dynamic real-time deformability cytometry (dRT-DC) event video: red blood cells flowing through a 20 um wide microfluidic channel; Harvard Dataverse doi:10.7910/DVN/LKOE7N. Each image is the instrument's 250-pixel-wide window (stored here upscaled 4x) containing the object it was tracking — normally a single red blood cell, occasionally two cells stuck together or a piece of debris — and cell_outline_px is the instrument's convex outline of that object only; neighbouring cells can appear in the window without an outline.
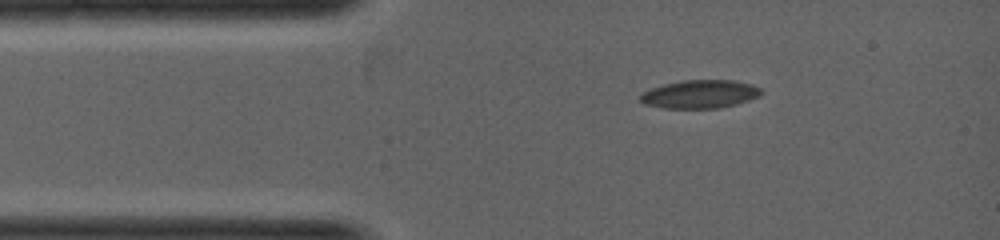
{"species": "common noctule bat (a hibernating species)", "species_latin": "Nyctalus noctula", "temperature_condition": "warm", "stored_images_in_passage": 6, "camera_frame_rate_fps": 5000, "um_per_image_px": 0.085, "animal": {"sex": "female", "body_mass_g": 19.0, "forearm_length_mm": 53.3}, "frame": {"image": 1, "passage_image": 1, "time_ms": 0.0, "image_size_px": [1000, 240], "cell_outline_px": [[764, 92], [760, 96], [736, 104], [716, 108], [664, 108], [644, 104], [640, 100], [640, 92], [664, 84], [680, 80], [736, 80], [752, 84], [760, 88]], "centroid_in_image_um": [59.5, 7.99], "position_along_channel_um": 25.5, "area_um2": 20.06}}
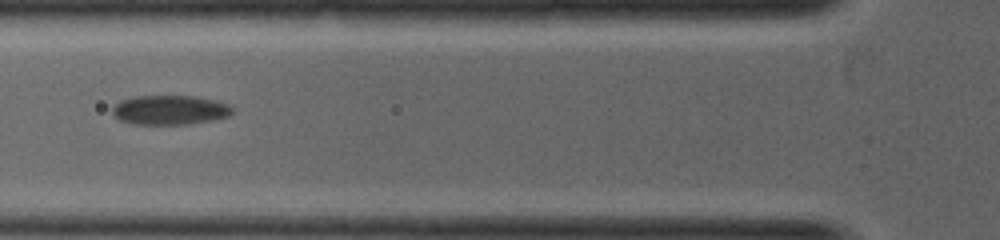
{"frame": {"image": 2, "passage_image": 4, "time_ms": 1.4, "image_size_px": [1000, 240], "cell_outline_px": [[232, 112], [228, 116], [216, 120], [188, 124], [132, 124], [120, 120], [112, 116], [112, 108], [120, 100], [136, 96], [196, 96], [228, 104], [232, 108]], "centroid_in_image_um": [14.41, 9.35], "position_along_channel_um": 111.4, "area_um2": 20.63}}
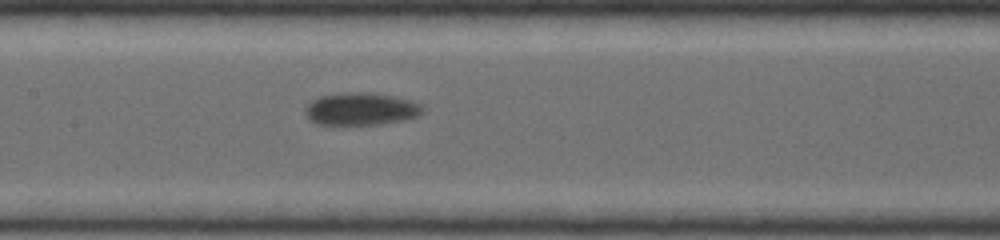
{"frame": {"image": 3, "passage_image": 6, "time_ms": 2.2, "image_size_px": [1000, 240], "cell_outline_px": [[424, 112], [420, 116], [404, 120], [384, 124], [316, 124], [304, 112], [304, 108], [312, 100], [320, 96], [344, 92], [372, 92], [392, 96], [408, 100], [420, 104], [424, 108]], "centroid_in_image_um": [30.7, 9.26], "position_along_channel_um": 176.7, "area_um2": 22.31}}